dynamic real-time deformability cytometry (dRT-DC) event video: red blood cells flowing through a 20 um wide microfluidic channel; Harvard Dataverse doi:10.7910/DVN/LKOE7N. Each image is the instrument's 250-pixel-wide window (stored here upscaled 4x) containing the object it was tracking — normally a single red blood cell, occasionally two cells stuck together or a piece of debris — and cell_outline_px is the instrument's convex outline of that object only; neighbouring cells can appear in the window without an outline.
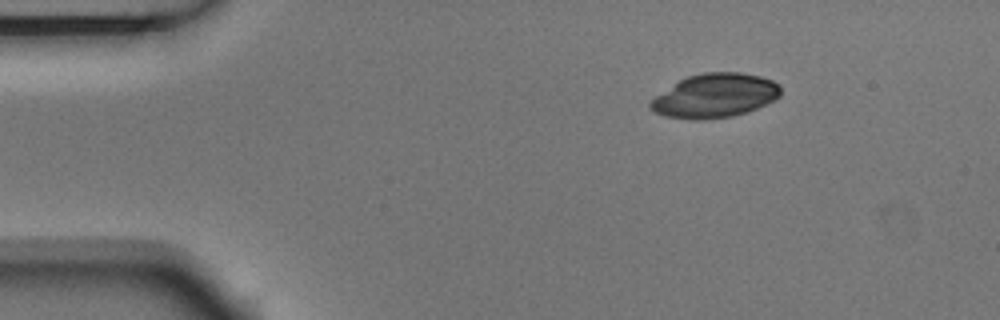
{"species": "Egyptian fruit bat (a non-hibernating species)", "species_latin": "Rousettus aegyptiacus", "temperature_condition": "room temperature", "stored_images_in_passage": 3, "camera_frame_rate_fps": 3000, "um_per_image_px": 0.085, "animal": {"sex": "male"}, "frame": {"image": 1, "passage_image": 1, "time_ms": 0.0, "image_size_px": [1000, 320], "cell_outline_px": [[780, 96], [756, 108], [732, 116], [704, 120], [692, 120], [664, 116], [648, 108], [648, 104], [656, 96], [680, 80], [688, 76], [704, 72], [740, 72], [760, 76], [772, 80], [780, 84]], "centroid_in_image_um": [60.75, 8.13], "position_along_channel_um": 24.2, "area_um2": 33.18}}